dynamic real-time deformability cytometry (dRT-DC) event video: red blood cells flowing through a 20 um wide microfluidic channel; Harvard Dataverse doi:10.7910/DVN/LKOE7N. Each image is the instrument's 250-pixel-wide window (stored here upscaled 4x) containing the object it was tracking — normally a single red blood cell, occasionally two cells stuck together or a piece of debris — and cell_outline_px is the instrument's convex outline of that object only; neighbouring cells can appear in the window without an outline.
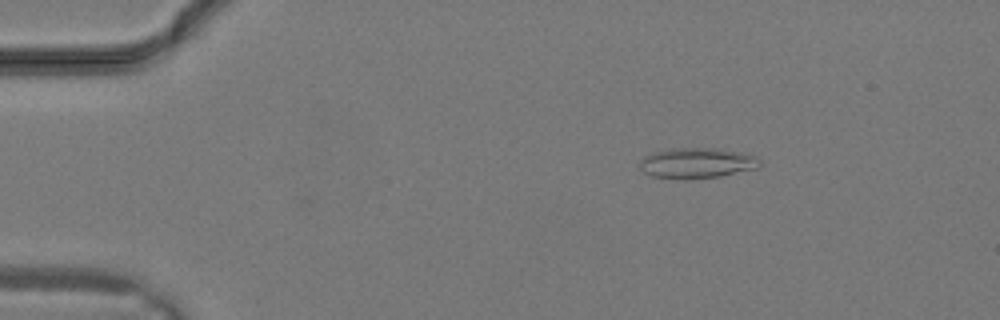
{"species": "common noctule bat (a hibernating species)", "species_latin": "Nyctalus noctula", "temperature_condition": "warm", "stored_images_in_passage": 31, "camera_frame_rate_fps": 3000, "um_per_image_px": 0.085, "animal": {"sex": "male", "body_mass_g": 19.2, "forearm_length_mm": 51.8}, "frame": {"image": 1, "passage_image": 5, "time_ms": 1.333, "image_size_px": [1000, 320], "cell_outline_px": [[760, 164], [756, 168], [720, 176], [684, 180], [652, 176], [644, 172], [640, 168], [640, 160], [644, 156], [656, 152], [672, 148], [720, 148], [756, 156], [760, 160]], "centroid_in_image_um": [59.22, 13.86], "position_along_channel_um": 25.8, "area_um2": 21.27}}
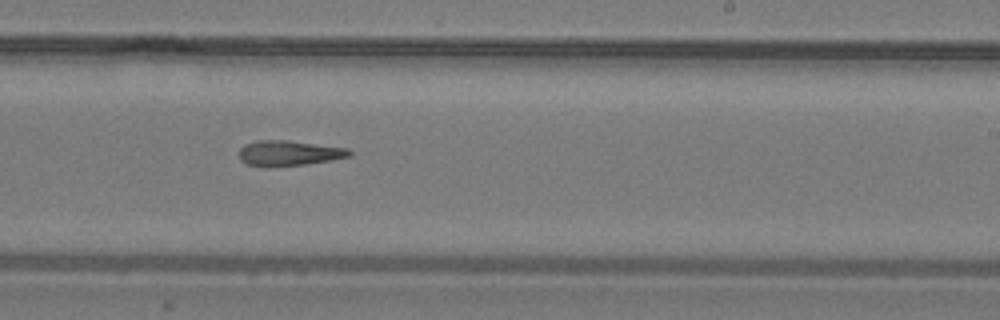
{"frame": {"image": 2, "passage_image": 19, "time_ms": 6.0, "image_size_px": [1000, 320], "cell_outline_px": [[352, 156], [304, 164], [264, 168], [248, 164], [240, 160], [240, 148], [244, 144], [256, 140], [288, 140], [348, 148], [352, 152]], "centroid_in_image_um": [24.53, 13.01], "position_along_channel_um": 264.5, "area_um2": 16.36}}
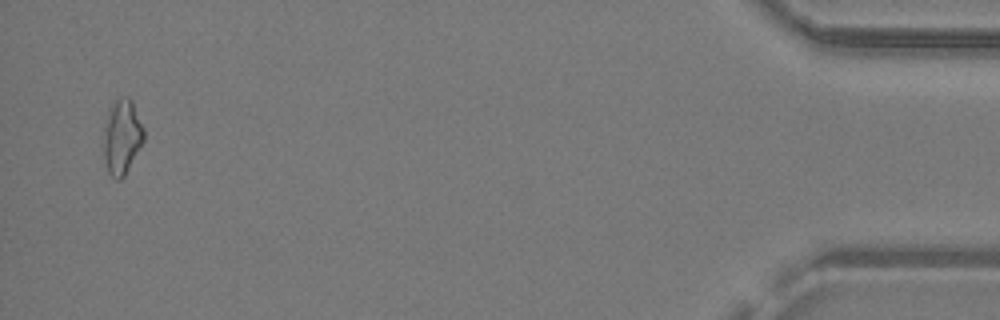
{"frame": {"image": 3, "passage_image": 30, "time_ms": 9.667, "image_size_px": [1000, 320], "cell_outline_px": [[144, 140], [124, 176], [120, 180], [116, 180], [108, 172], [104, 160], [104, 128], [108, 108], [120, 96], [128, 96], [132, 100], [144, 128]], "centroid_in_image_um": [10.36, 11.6], "position_along_channel_um": 424.8, "area_um2": 17.63}}